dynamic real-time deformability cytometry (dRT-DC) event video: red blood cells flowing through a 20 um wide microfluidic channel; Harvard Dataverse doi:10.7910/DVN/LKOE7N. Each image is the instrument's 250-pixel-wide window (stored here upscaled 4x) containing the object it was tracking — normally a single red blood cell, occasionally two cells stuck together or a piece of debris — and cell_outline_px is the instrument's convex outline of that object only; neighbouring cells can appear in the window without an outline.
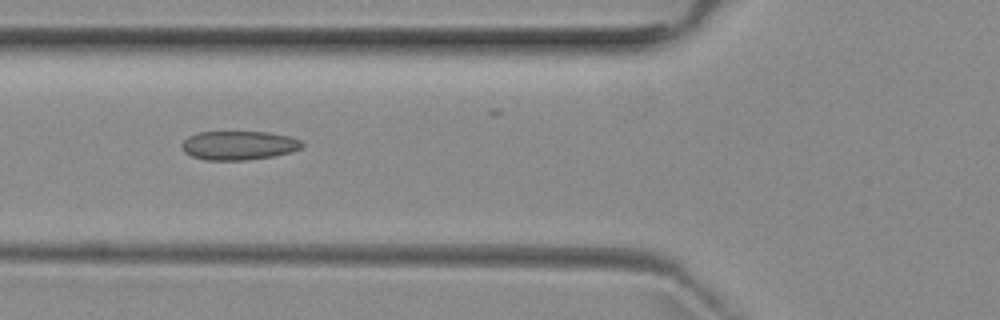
{"species": "common noctule bat (a hibernating species)", "species_latin": "Nyctalus noctula", "temperature_condition": "room temperature", "stored_images_in_passage": 6, "camera_frame_rate_fps": 3000, "um_per_image_px": 0.085, "animal": {"sex": "female", "body_mass_g": 29.2, "forearm_length_mm": 56.3}, "frame": {"image": 1, "passage_image": 6, "time_ms": 6.0, "image_size_px": [1000, 320], "cell_outline_px": [[304, 144], [300, 148], [292, 152], [272, 156], [248, 160], [204, 160], [192, 156], [184, 152], [180, 144], [188, 136], [196, 132], [268, 132], [292, 136], [300, 140]], "centroid_in_image_um": [20.28, 12.35], "position_along_channel_um": 105.5, "area_um2": 20.46}}